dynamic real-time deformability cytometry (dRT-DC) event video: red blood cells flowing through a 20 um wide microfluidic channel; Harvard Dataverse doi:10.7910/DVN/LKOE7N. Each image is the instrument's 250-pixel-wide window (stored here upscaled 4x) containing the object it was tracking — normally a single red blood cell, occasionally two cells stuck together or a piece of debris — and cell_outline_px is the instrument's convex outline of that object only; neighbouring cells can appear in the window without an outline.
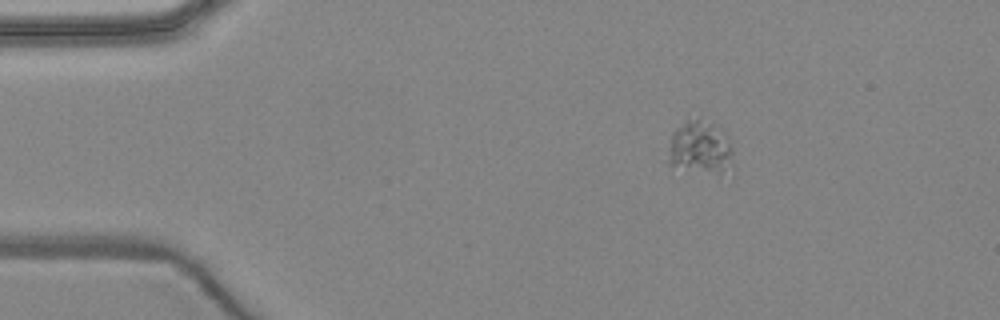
{"species": "common noctule bat (a hibernating species)", "species_latin": "Nyctalus noctula", "temperature_condition": "warm", "stored_images_in_passage": 4, "camera_frame_rate_fps": 3000, "um_per_image_px": 0.085, "animal": {"sex": "female", "body_mass_g": 24.6, "forearm_length_mm": 56.2}, "frame": {"image": 1, "passage_image": 2, "time_ms": 1.0, "image_size_px": [1000, 320], "cell_outline_px": [[732, 180], [672, 164], [660, 160], [672, 132], [684, 120], [700, 116], [712, 124], [728, 140], [732, 164]], "centroid_in_image_um": [59.45, 12.62], "position_along_channel_um": 25.5, "area_um2": 21.33}}
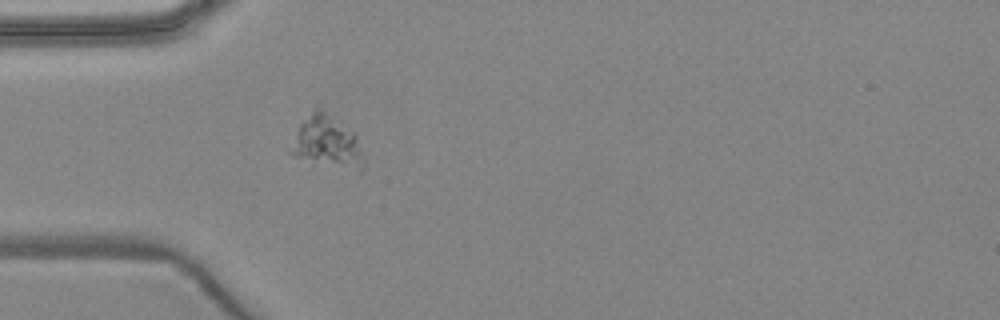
{"frame": {"image": 2, "passage_image": 4, "time_ms": 3.333, "image_size_px": [1000, 320], "cell_outline_px": [[364, 168], [360, 172], [296, 156], [288, 152], [300, 124], [316, 108], [336, 116], [356, 136], [364, 156]], "centroid_in_image_um": [27.85, 12.07], "position_along_channel_um": 57.1, "area_um2": 21.44}}